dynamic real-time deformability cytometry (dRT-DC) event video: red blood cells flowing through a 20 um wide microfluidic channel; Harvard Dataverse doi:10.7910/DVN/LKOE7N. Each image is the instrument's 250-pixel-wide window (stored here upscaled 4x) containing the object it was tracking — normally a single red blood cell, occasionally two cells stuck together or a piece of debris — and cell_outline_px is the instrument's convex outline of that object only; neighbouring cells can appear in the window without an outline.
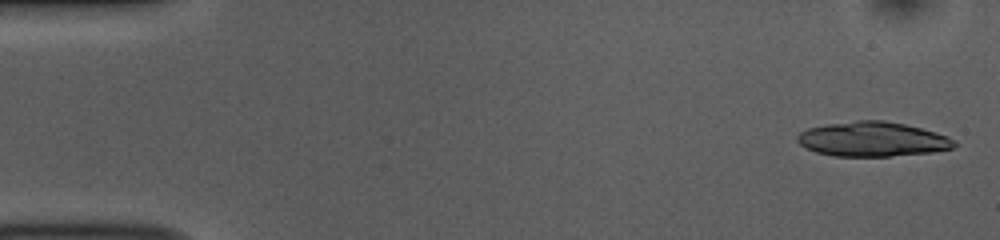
{"species": "common noctule bat (a hibernating species)", "species_latin": "Nyctalus noctula", "temperature_condition": "room temperature", "stored_images_in_passage": 12, "camera_frame_rate_fps": 3000, "um_per_image_px": 0.085, "animal": {"sex": "female", "body_mass_g": 10.0, "forearm_length_mm": 53.1}, "frame": {"image": 1, "passage_image": 2, "time_ms": 0.333, "image_size_px": [1000, 240], "cell_outline_px": [[956, 144], [952, 148], [932, 152], [888, 156], [836, 156], [816, 152], [804, 148], [796, 140], [796, 136], [800, 132], [808, 128], [824, 124], [856, 120], [884, 120], [904, 124], [936, 132], [948, 136], [956, 140]], "centroid_in_image_um": [74.14, 11.82], "position_along_channel_um": 10.9, "area_um2": 31.79}}